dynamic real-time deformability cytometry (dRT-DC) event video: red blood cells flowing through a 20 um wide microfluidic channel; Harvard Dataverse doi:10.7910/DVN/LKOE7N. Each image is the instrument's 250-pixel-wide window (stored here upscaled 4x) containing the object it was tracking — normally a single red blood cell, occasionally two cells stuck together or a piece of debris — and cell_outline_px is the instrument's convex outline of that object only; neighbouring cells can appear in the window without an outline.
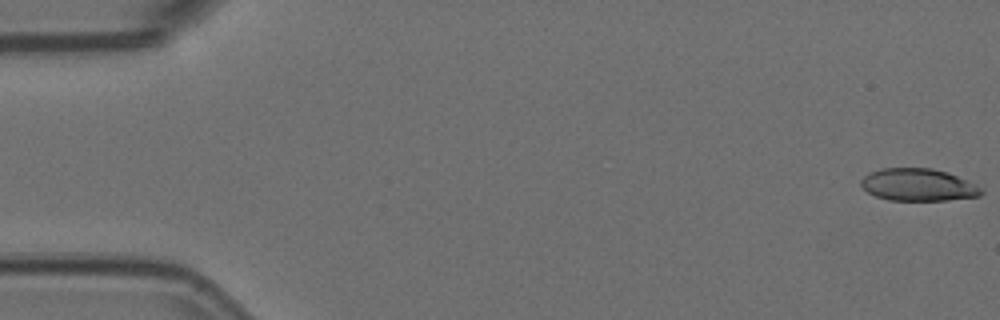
{"species": "Egyptian fruit bat (a non-hibernating species)", "species_latin": "Rousettus aegyptiacus", "temperature_condition": "room temperature", "stored_images_in_passage": 5, "camera_frame_rate_fps": 3000, "um_per_image_px": 0.085, "animal": {"sex": "female"}, "frame": {"image": 1, "passage_image": 1, "time_ms": 0.0, "image_size_px": [1000, 320], "cell_outline_px": [[984, 192], [980, 196], [948, 200], [888, 200], [876, 196], [868, 192], [860, 184], [860, 180], [864, 176], [880, 168], [932, 168], [948, 172], [976, 184], [984, 188]], "centroid_in_image_um": [78.08, 15.71], "position_along_channel_um": 6.9, "area_um2": 22.77}}
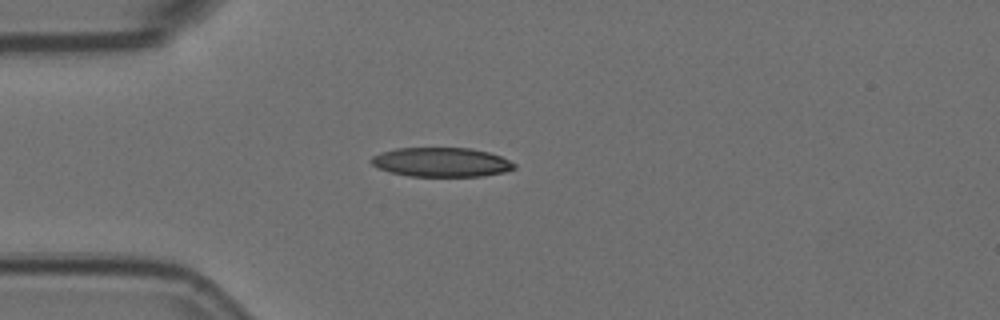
{"frame": {"image": 2, "passage_image": 5, "time_ms": 1.333, "image_size_px": [1000, 320], "cell_outline_px": [[516, 168], [504, 172], [484, 176], [408, 176], [388, 172], [372, 164], [368, 160], [372, 156], [380, 152], [396, 148], [472, 148], [488, 152], [500, 156], [516, 164]], "centroid_in_image_um": [37.49, 13.78], "position_along_channel_um": 47.5, "area_um2": 24.51}}